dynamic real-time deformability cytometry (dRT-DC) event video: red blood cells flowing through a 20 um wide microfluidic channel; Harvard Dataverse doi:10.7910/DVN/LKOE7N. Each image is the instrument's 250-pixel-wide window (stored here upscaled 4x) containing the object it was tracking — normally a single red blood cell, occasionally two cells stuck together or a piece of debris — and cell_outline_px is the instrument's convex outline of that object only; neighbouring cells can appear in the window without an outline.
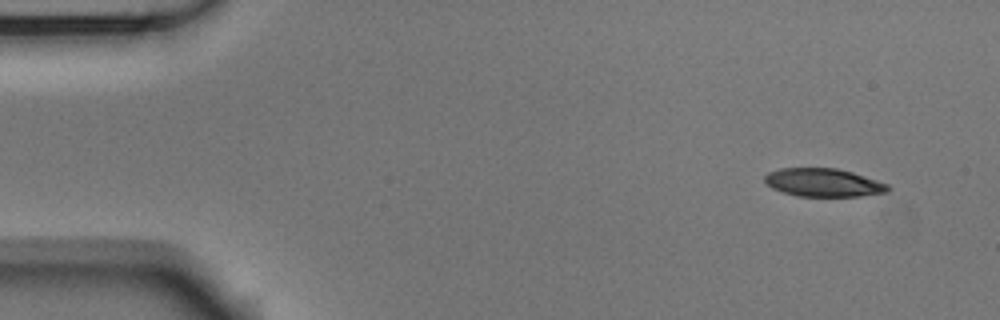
{"species": "Egyptian fruit bat (a non-hibernating species)", "species_latin": "Rousettus aegyptiacus", "temperature_condition": "room temperature", "stored_images_in_passage": 4, "camera_frame_rate_fps": 3000, "um_per_image_px": 0.085, "animal": {"sex": "male"}, "frame": {"image": 1, "passage_image": 1, "time_ms": 0.0, "image_size_px": [1000, 320], "cell_outline_px": [[892, 188], [888, 192], [860, 196], [796, 196], [772, 188], [764, 180], [764, 176], [768, 172], [780, 168], [836, 168], [852, 172], [888, 184]], "centroid_in_image_um": [70.0, 15.52], "position_along_channel_um": 15.0, "area_um2": 20.23}}
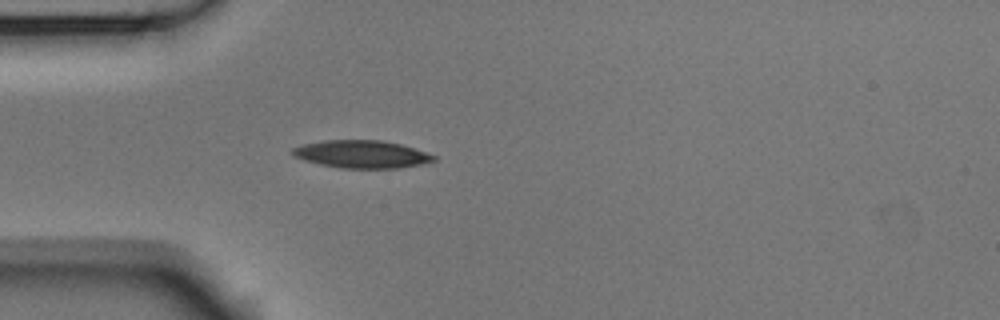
{"frame": {"image": 2, "passage_image": 4, "time_ms": 1.0, "image_size_px": [1000, 320], "cell_outline_px": [[436, 160], [420, 164], [400, 168], [340, 168], [320, 164], [304, 160], [292, 156], [292, 148], [304, 144], [324, 140], [380, 140], [400, 144], [436, 156]], "centroid_in_image_um": [30.71, 13.11], "position_along_channel_um": 54.3, "area_um2": 22.6}}